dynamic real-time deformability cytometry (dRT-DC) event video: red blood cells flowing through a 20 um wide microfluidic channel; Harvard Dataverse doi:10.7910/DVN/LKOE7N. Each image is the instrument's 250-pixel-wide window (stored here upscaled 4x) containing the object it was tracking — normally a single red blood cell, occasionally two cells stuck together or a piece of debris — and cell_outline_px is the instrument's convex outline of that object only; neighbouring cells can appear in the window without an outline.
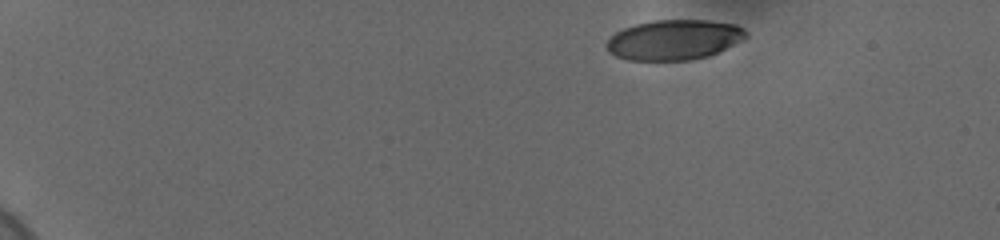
{"species": "human", "species_latin": "Homo sapiens", "temperature_condition": "cold", "stored_images_in_passage": 44, "camera_frame_rate_fps": 3000, "um_per_image_px": 0.085, "donor": {"sex": "female"}, "frame": {"image": 1, "passage_image": 1, "time_ms": 0.0, "image_size_px": [1000, 240], "cell_outline_px": [[748, 36], [708, 56], [692, 60], [628, 60], [616, 56], [608, 52], [604, 44], [616, 32], [624, 28], [636, 24], [652, 20], [708, 20], [736, 24], [744, 28], [748, 32]], "centroid_in_image_um": [57.27, 3.37], "position_along_channel_um": 27.7, "area_um2": 32.54}}
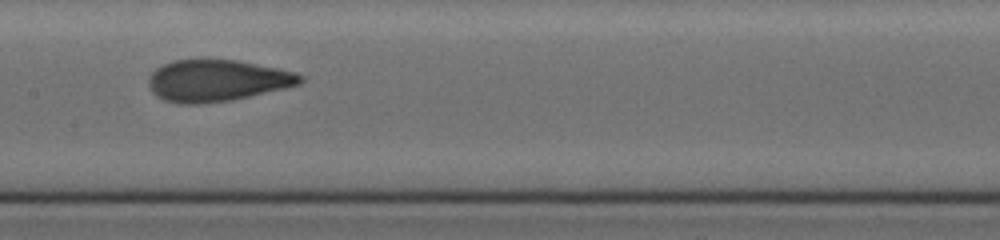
{"frame": {"image": 2, "passage_image": 24, "time_ms": 7.667, "image_size_px": [1000, 240], "cell_outline_px": [[304, 80], [300, 84], [284, 88], [232, 100], [200, 104], [176, 104], [164, 100], [156, 96], [152, 92], [148, 84], [148, 76], [156, 68], [172, 60], [236, 60], [296, 72], [304, 76]], "centroid_in_image_um": [18.42, 6.86], "position_along_channel_um": 189.0, "area_um2": 36.82}}
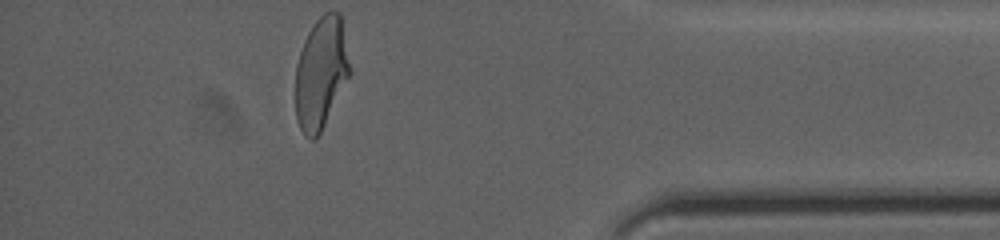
{"frame": {"image": 3, "passage_image": 44, "time_ms": 14.333, "image_size_px": [1000, 240], "cell_outline_px": [[352, 72], [316, 140], [312, 140], [304, 136], [296, 120], [296, 64], [304, 40], [308, 32], [316, 20], [324, 12], [340, 12]], "centroid_in_image_um": [27.29, 6.22], "position_along_channel_um": 407.9, "area_um2": 35.49}, "authors_computed_cell_mechanics": {"area_um2": 36.0094, "velocity_mm_per_s": 3.6769, "shape_relaxation_time_tau1_ms": 6.7394, "shape_relaxation_time_tau2_ms": 0.8925, "deformation_change_tau1": 0.21, "deformation_change_tau2": 0.0705}}